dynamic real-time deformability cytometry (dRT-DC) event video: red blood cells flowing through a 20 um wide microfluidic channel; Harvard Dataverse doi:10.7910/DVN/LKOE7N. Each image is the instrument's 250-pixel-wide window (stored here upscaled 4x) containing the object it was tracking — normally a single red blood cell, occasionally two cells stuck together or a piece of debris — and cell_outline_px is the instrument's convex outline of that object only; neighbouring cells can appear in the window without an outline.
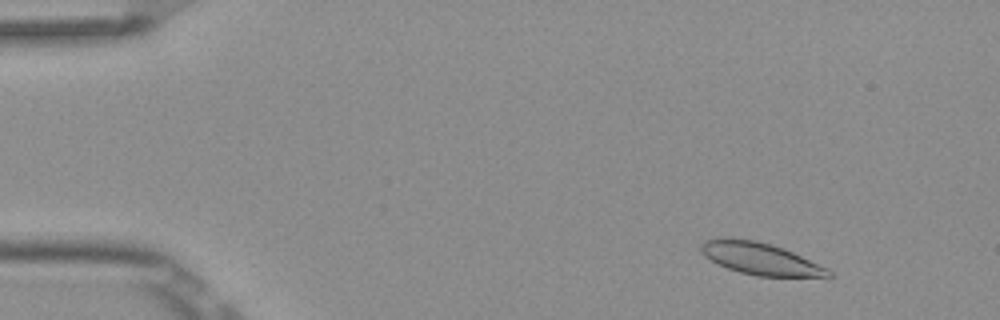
{"species": "Egyptian fruit bat (a non-hibernating species)", "species_latin": "Rousettus aegyptiacus", "temperature_condition": "room temperature", "stored_images_in_passage": 5, "camera_frame_rate_fps": 3000, "um_per_image_px": 0.085, "frame": {"image": 1, "passage_image": 2, "time_ms": 0.333, "image_size_px": [1000, 320], "cell_outline_px": [[832, 276], [756, 276], [740, 272], [728, 268], [704, 256], [700, 252], [700, 244], [704, 240], [720, 236], [728, 236], [756, 240], [772, 244], [784, 248], [828, 268], [832, 272]], "centroid_in_image_um": [64.56, 21.94], "position_along_channel_um": 20.4, "area_um2": 23.99}}